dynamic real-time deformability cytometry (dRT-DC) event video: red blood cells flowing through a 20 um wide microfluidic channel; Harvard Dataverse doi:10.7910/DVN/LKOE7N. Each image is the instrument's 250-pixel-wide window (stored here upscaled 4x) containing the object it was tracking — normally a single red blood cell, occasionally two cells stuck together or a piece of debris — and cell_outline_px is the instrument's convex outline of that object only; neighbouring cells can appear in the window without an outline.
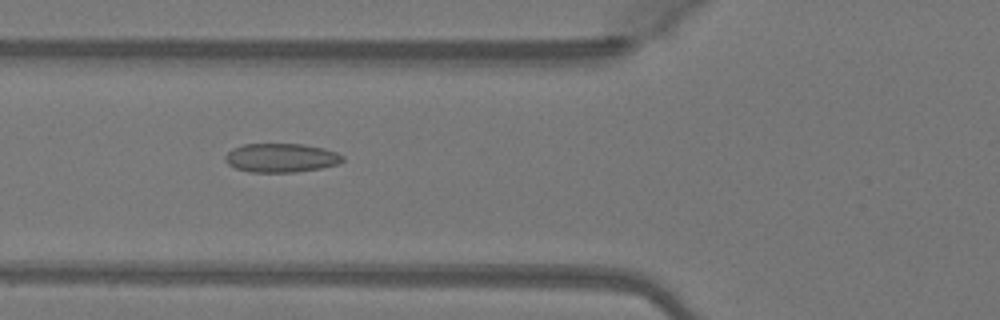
{"species": "Egyptian fruit bat (a non-hibernating species)", "species_latin": "Rousettus aegyptiacus", "temperature_condition": "warm", "stored_images_in_passage": 37, "camera_frame_rate_fps": 3000, "um_per_image_px": 0.085, "animal": {"sex": "female"}, "frame": {"image": 1, "passage_image": 6, "time_ms": 1.667, "image_size_px": [1000, 320], "cell_outline_px": [[344, 160], [336, 164], [320, 168], [296, 172], [248, 172], [236, 168], [228, 164], [224, 160], [224, 156], [232, 148], [244, 144], [304, 144], [324, 148], [336, 152], [344, 156]], "centroid_in_image_um": [23.87, 13.41], "position_along_channel_um": 101.9, "area_um2": 19.83}}
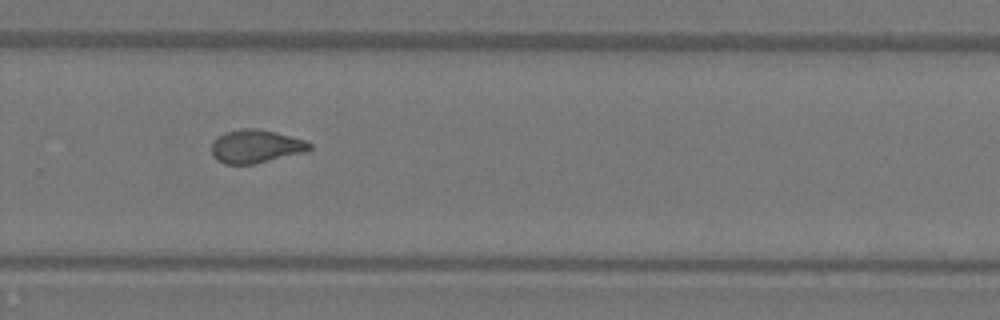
{"frame": {"image": 2, "passage_image": 21, "time_ms": 6.667, "image_size_px": [1000, 320], "cell_outline_px": [[312, 148], [308, 152], [256, 164], [224, 164], [216, 160], [212, 156], [212, 144], [224, 132], [244, 128], [256, 128], [276, 132], [304, 140], [312, 144]], "centroid_in_image_um": [21.78, 12.46], "position_along_channel_um": 308.0, "area_um2": 19.19}}
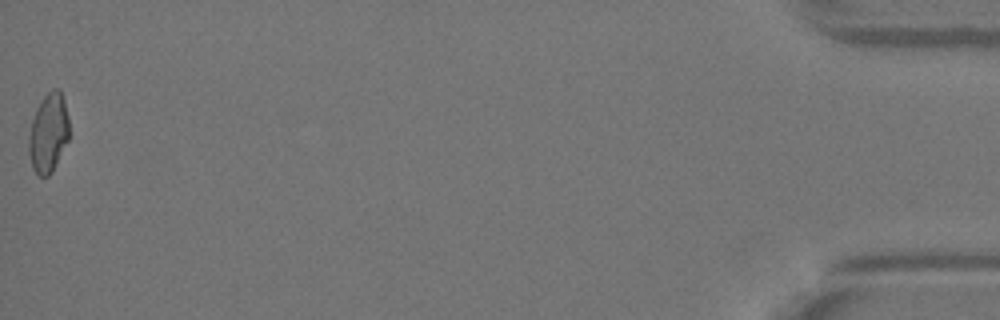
{"frame": {"image": 3, "passage_image": 37, "time_ms": 12.0, "image_size_px": [1000, 320], "cell_outline_px": [[68, 140], [52, 172], [48, 176], [40, 176], [32, 168], [28, 152], [28, 136], [32, 120], [36, 108], [44, 96], [52, 88], [60, 88], [64, 100], [68, 116]], "centroid_in_image_um": [4.1, 11.28], "position_along_channel_um": 431.1, "area_um2": 18.67}, "authors_computed_cell_mechanics": {"area_um2": 18.8428, "velocity_mm_per_s": 4.1253, "shape_relaxation_time_tau1_ms": null, "shape_relaxation_time_tau2_ms": 1.4927, "deformation_change_tau1": null, "deformation_change_tau2": 0.0802}}